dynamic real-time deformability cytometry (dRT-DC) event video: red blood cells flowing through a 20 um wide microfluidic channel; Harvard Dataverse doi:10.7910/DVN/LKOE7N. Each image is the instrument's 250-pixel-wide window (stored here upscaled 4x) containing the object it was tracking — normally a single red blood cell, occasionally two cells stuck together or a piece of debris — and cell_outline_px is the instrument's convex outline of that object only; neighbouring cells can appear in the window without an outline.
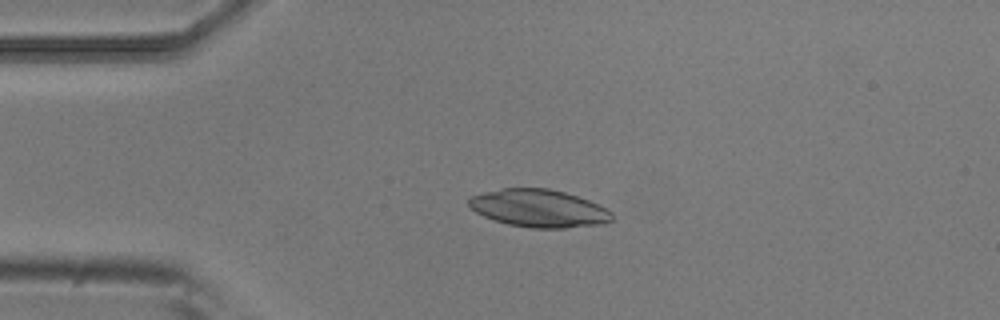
{"species": "common noctule bat (a hibernating species)", "species_latin": "Nyctalus noctula", "temperature_condition": "room temperature", "stored_images_in_passage": 4, "camera_frame_rate_fps": 3000, "um_per_image_px": 0.085, "animal": {"sex": "male", "body_mass_g": 20.5, "forearm_length_mm": 52.5}, "frame": {"image": 1, "passage_image": 3, "time_ms": 0.667, "image_size_px": [1000, 320], "cell_outline_px": [[612, 220], [604, 224], [564, 228], [532, 228], [508, 224], [484, 216], [476, 212], [468, 204], [468, 200], [472, 196], [484, 192], [504, 188], [548, 188], [564, 192], [588, 200], [612, 212]], "centroid_in_image_um": [45.81, 17.71], "position_along_channel_um": 39.2, "area_um2": 31.15}}